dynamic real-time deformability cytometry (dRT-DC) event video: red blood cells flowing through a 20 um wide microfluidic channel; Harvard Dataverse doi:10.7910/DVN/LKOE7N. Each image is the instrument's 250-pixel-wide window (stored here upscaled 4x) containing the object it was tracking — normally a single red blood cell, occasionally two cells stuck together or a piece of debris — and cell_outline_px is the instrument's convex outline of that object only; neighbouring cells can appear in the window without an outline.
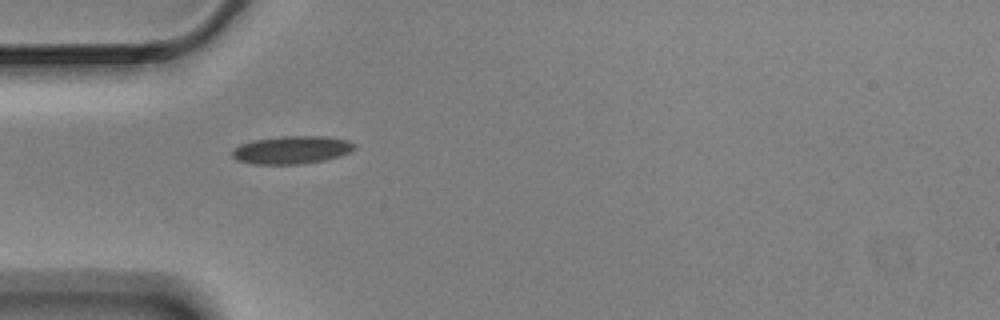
{"species": "Egyptian fruit bat (a non-hibernating species)", "species_latin": "Rousettus aegyptiacus", "temperature_condition": "cold", "stored_images_in_passage": 2, "camera_frame_rate_fps": 3000, "um_per_image_px": 0.085, "animal": {"sex": "male"}, "frame": {"image": 1, "passage_image": 2, "time_ms": 0.333, "image_size_px": [1000, 320], "cell_outline_px": [[356, 148], [352, 152], [340, 156], [324, 160], [300, 164], [248, 164], [236, 160], [232, 156], [232, 148], [240, 144], [252, 140], [280, 136], [324, 136], [348, 140], [356, 144]], "centroid_in_image_um": [24.79, 12.74], "position_along_channel_um": 60.2, "area_um2": 20.23}}